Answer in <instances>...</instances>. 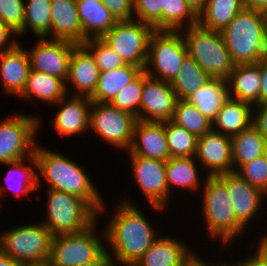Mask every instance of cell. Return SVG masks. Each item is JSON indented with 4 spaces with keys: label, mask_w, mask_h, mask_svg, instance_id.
<instances>
[{
    "label": "cell",
    "mask_w": 267,
    "mask_h": 266,
    "mask_svg": "<svg viewBox=\"0 0 267 266\" xmlns=\"http://www.w3.org/2000/svg\"><path fill=\"white\" fill-rule=\"evenodd\" d=\"M13 35L18 38L15 31L0 22V53L11 50L20 42Z\"/></svg>",
    "instance_id": "obj_47"
},
{
    "label": "cell",
    "mask_w": 267,
    "mask_h": 266,
    "mask_svg": "<svg viewBox=\"0 0 267 266\" xmlns=\"http://www.w3.org/2000/svg\"><path fill=\"white\" fill-rule=\"evenodd\" d=\"M178 98L170 83L148 76L143 70L139 120L165 122L173 119Z\"/></svg>",
    "instance_id": "obj_15"
},
{
    "label": "cell",
    "mask_w": 267,
    "mask_h": 266,
    "mask_svg": "<svg viewBox=\"0 0 267 266\" xmlns=\"http://www.w3.org/2000/svg\"><path fill=\"white\" fill-rule=\"evenodd\" d=\"M256 252H251L254 254H250L248 256H244V258L239 259L238 261H233V263L228 262L231 266H267V247H265L260 241L257 242ZM236 262V263H235Z\"/></svg>",
    "instance_id": "obj_45"
},
{
    "label": "cell",
    "mask_w": 267,
    "mask_h": 266,
    "mask_svg": "<svg viewBox=\"0 0 267 266\" xmlns=\"http://www.w3.org/2000/svg\"><path fill=\"white\" fill-rule=\"evenodd\" d=\"M244 8L243 0H207L198 14V24L206 29L221 31Z\"/></svg>",
    "instance_id": "obj_33"
},
{
    "label": "cell",
    "mask_w": 267,
    "mask_h": 266,
    "mask_svg": "<svg viewBox=\"0 0 267 266\" xmlns=\"http://www.w3.org/2000/svg\"><path fill=\"white\" fill-rule=\"evenodd\" d=\"M126 152L128 155L167 161L170 158V153L165 132V122L137 120L134 127L132 145Z\"/></svg>",
    "instance_id": "obj_20"
},
{
    "label": "cell",
    "mask_w": 267,
    "mask_h": 266,
    "mask_svg": "<svg viewBox=\"0 0 267 266\" xmlns=\"http://www.w3.org/2000/svg\"><path fill=\"white\" fill-rule=\"evenodd\" d=\"M187 245L170 234L160 235L133 266H180L192 251Z\"/></svg>",
    "instance_id": "obj_24"
},
{
    "label": "cell",
    "mask_w": 267,
    "mask_h": 266,
    "mask_svg": "<svg viewBox=\"0 0 267 266\" xmlns=\"http://www.w3.org/2000/svg\"><path fill=\"white\" fill-rule=\"evenodd\" d=\"M107 262H89L86 264H81L79 266H104Z\"/></svg>",
    "instance_id": "obj_53"
},
{
    "label": "cell",
    "mask_w": 267,
    "mask_h": 266,
    "mask_svg": "<svg viewBox=\"0 0 267 266\" xmlns=\"http://www.w3.org/2000/svg\"><path fill=\"white\" fill-rule=\"evenodd\" d=\"M136 121L137 117L133 114L119 110L110 103L92 102L89 129L118 150L130 149Z\"/></svg>",
    "instance_id": "obj_12"
},
{
    "label": "cell",
    "mask_w": 267,
    "mask_h": 266,
    "mask_svg": "<svg viewBox=\"0 0 267 266\" xmlns=\"http://www.w3.org/2000/svg\"><path fill=\"white\" fill-rule=\"evenodd\" d=\"M227 186L232 200L236 220L247 229L252 218L259 215L261 207L265 204L267 195L260 189L250 185L236 172H228L217 175ZM259 210V211H258ZM250 221V222H249Z\"/></svg>",
    "instance_id": "obj_17"
},
{
    "label": "cell",
    "mask_w": 267,
    "mask_h": 266,
    "mask_svg": "<svg viewBox=\"0 0 267 266\" xmlns=\"http://www.w3.org/2000/svg\"><path fill=\"white\" fill-rule=\"evenodd\" d=\"M143 89V71L125 86L110 102L112 106L133 114L139 120Z\"/></svg>",
    "instance_id": "obj_39"
},
{
    "label": "cell",
    "mask_w": 267,
    "mask_h": 266,
    "mask_svg": "<svg viewBox=\"0 0 267 266\" xmlns=\"http://www.w3.org/2000/svg\"><path fill=\"white\" fill-rule=\"evenodd\" d=\"M26 266H54L49 260L41 263L29 264Z\"/></svg>",
    "instance_id": "obj_55"
},
{
    "label": "cell",
    "mask_w": 267,
    "mask_h": 266,
    "mask_svg": "<svg viewBox=\"0 0 267 266\" xmlns=\"http://www.w3.org/2000/svg\"><path fill=\"white\" fill-rule=\"evenodd\" d=\"M256 108V109H255ZM252 125L259 131L260 135L267 141V102L253 106Z\"/></svg>",
    "instance_id": "obj_46"
},
{
    "label": "cell",
    "mask_w": 267,
    "mask_h": 266,
    "mask_svg": "<svg viewBox=\"0 0 267 266\" xmlns=\"http://www.w3.org/2000/svg\"><path fill=\"white\" fill-rule=\"evenodd\" d=\"M6 115L0 120V164L19 161L34 154L36 134L42 119L29 113Z\"/></svg>",
    "instance_id": "obj_10"
},
{
    "label": "cell",
    "mask_w": 267,
    "mask_h": 266,
    "mask_svg": "<svg viewBox=\"0 0 267 266\" xmlns=\"http://www.w3.org/2000/svg\"><path fill=\"white\" fill-rule=\"evenodd\" d=\"M47 190V217L42 224L53 236L81 232L99 219L84 199L63 191Z\"/></svg>",
    "instance_id": "obj_7"
},
{
    "label": "cell",
    "mask_w": 267,
    "mask_h": 266,
    "mask_svg": "<svg viewBox=\"0 0 267 266\" xmlns=\"http://www.w3.org/2000/svg\"><path fill=\"white\" fill-rule=\"evenodd\" d=\"M104 266H133V265H130V264H122V263H118L117 262H114V261H111L109 260Z\"/></svg>",
    "instance_id": "obj_54"
},
{
    "label": "cell",
    "mask_w": 267,
    "mask_h": 266,
    "mask_svg": "<svg viewBox=\"0 0 267 266\" xmlns=\"http://www.w3.org/2000/svg\"><path fill=\"white\" fill-rule=\"evenodd\" d=\"M53 235L42 224L15 226L0 233V251L22 266L49 260Z\"/></svg>",
    "instance_id": "obj_8"
},
{
    "label": "cell",
    "mask_w": 267,
    "mask_h": 266,
    "mask_svg": "<svg viewBox=\"0 0 267 266\" xmlns=\"http://www.w3.org/2000/svg\"><path fill=\"white\" fill-rule=\"evenodd\" d=\"M194 251L195 250L189 253V255L182 261L180 266H218L222 262V260L215 263H211L210 261L206 262V260L196 254V252L194 253Z\"/></svg>",
    "instance_id": "obj_49"
},
{
    "label": "cell",
    "mask_w": 267,
    "mask_h": 266,
    "mask_svg": "<svg viewBox=\"0 0 267 266\" xmlns=\"http://www.w3.org/2000/svg\"><path fill=\"white\" fill-rule=\"evenodd\" d=\"M197 23L198 15L185 0H165L162 9V30L180 31Z\"/></svg>",
    "instance_id": "obj_36"
},
{
    "label": "cell",
    "mask_w": 267,
    "mask_h": 266,
    "mask_svg": "<svg viewBox=\"0 0 267 266\" xmlns=\"http://www.w3.org/2000/svg\"><path fill=\"white\" fill-rule=\"evenodd\" d=\"M184 29L180 31L188 55L212 78L227 80L236 64L224 44L220 31L206 29L198 23Z\"/></svg>",
    "instance_id": "obj_6"
},
{
    "label": "cell",
    "mask_w": 267,
    "mask_h": 266,
    "mask_svg": "<svg viewBox=\"0 0 267 266\" xmlns=\"http://www.w3.org/2000/svg\"><path fill=\"white\" fill-rule=\"evenodd\" d=\"M0 266H22L20 263L12 259L10 256L0 251Z\"/></svg>",
    "instance_id": "obj_52"
},
{
    "label": "cell",
    "mask_w": 267,
    "mask_h": 266,
    "mask_svg": "<svg viewBox=\"0 0 267 266\" xmlns=\"http://www.w3.org/2000/svg\"><path fill=\"white\" fill-rule=\"evenodd\" d=\"M253 105L229 97L212 121V130L233 137L253 122Z\"/></svg>",
    "instance_id": "obj_26"
},
{
    "label": "cell",
    "mask_w": 267,
    "mask_h": 266,
    "mask_svg": "<svg viewBox=\"0 0 267 266\" xmlns=\"http://www.w3.org/2000/svg\"><path fill=\"white\" fill-rule=\"evenodd\" d=\"M122 200L103 227L106 248L110 247L106 253L111 261L134 265L159 238V231L132 201Z\"/></svg>",
    "instance_id": "obj_1"
},
{
    "label": "cell",
    "mask_w": 267,
    "mask_h": 266,
    "mask_svg": "<svg viewBox=\"0 0 267 266\" xmlns=\"http://www.w3.org/2000/svg\"><path fill=\"white\" fill-rule=\"evenodd\" d=\"M26 162V163H25ZM28 162V163H27ZM9 167L4 183H0V201L8 190L17 197L34 193L38 187V164L35 155L4 164ZM1 203V202H0Z\"/></svg>",
    "instance_id": "obj_23"
},
{
    "label": "cell",
    "mask_w": 267,
    "mask_h": 266,
    "mask_svg": "<svg viewBox=\"0 0 267 266\" xmlns=\"http://www.w3.org/2000/svg\"><path fill=\"white\" fill-rule=\"evenodd\" d=\"M25 0H0V22L17 34L24 24Z\"/></svg>",
    "instance_id": "obj_43"
},
{
    "label": "cell",
    "mask_w": 267,
    "mask_h": 266,
    "mask_svg": "<svg viewBox=\"0 0 267 266\" xmlns=\"http://www.w3.org/2000/svg\"><path fill=\"white\" fill-rule=\"evenodd\" d=\"M30 61L27 49L20 42L11 50L0 53V81L5 94L19 97L24 91Z\"/></svg>",
    "instance_id": "obj_21"
},
{
    "label": "cell",
    "mask_w": 267,
    "mask_h": 266,
    "mask_svg": "<svg viewBox=\"0 0 267 266\" xmlns=\"http://www.w3.org/2000/svg\"><path fill=\"white\" fill-rule=\"evenodd\" d=\"M235 64H256L267 57V13L244 8L220 31Z\"/></svg>",
    "instance_id": "obj_3"
},
{
    "label": "cell",
    "mask_w": 267,
    "mask_h": 266,
    "mask_svg": "<svg viewBox=\"0 0 267 266\" xmlns=\"http://www.w3.org/2000/svg\"><path fill=\"white\" fill-rule=\"evenodd\" d=\"M134 20L153 26L155 30H162V9L165 0H133Z\"/></svg>",
    "instance_id": "obj_42"
},
{
    "label": "cell",
    "mask_w": 267,
    "mask_h": 266,
    "mask_svg": "<svg viewBox=\"0 0 267 266\" xmlns=\"http://www.w3.org/2000/svg\"><path fill=\"white\" fill-rule=\"evenodd\" d=\"M99 67L91 52L83 45L77 44L72 51L69 63V75L66 80L67 94L70 84L75 87L72 95L92 97L99 79Z\"/></svg>",
    "instance_id": "obj_19"
},
{
    "label": "cell",
    "mask_w": 267,
    "mask_h": 266,
    "mask_svg": "<svg viewBox=\"0 0 267 266\" xmlns=\"http://www.w3.org/2000/svg\"><path fill=\"white\" fill-rule=\"evenodd\" d=\"M132 178L154 211H167L169 191L166 181V161L129 155Z\"/></svg>",
    "instance_id": "obj_13"
},
{
    "label": "cell",
    "mask_w": 267,
    "mask_h": 266,
    "mask_svg": "<svg viewBox=\"0 0 267 266\" xmlns=\"http://www.w3.org/2000/svg\"><path fill=\"white\" fill-rule=\"evenodd\" d=\"M187 55L181 31L155 30L149 39L144 71L148 76L171 83Z\"/></svg>",
    "instance_id": "obj_9"
},
{
    "label": "cell",
    "mask_w": 267,
    "mask_h": 266,
    "mask_svg": "<svg viewBox=\"0 0 267 266\" xmlns=\"http://www.w3.org/2000/svg\"><path fill=\"white\" fill-rule=\"evenodd\" d=\"M245 8L260 10L267 13V0H243Z\"/></svg>",
    "instance_id": "obj_50"
},
{
    "label": "cell",
    "mask_w": 267,
    "mask_h": 266,
    "mask_svg": "<svg viewBox=\"0 0 267 266\" xmlns=\"http://www.w3.org/2000/svg\"><path fill=\"white\" fill-rule=\"evenodd\" d=\"M231 139L233 172L267 153V141L253 125Z\"/></svg>",
    "instance_id": "obj_32"
},
{
    "label": "cell",
    "mask_w": 267,
    "mask_h": 266,
    "mask_svg": "<svg viewBox=\"0 0 267 266\" xmlns=\"http://www.w3.org/2000/svg\"><path fill=\"white\" fill-rule=\"evenodd\" d=\"M262 234H264V235H262V237L259 238V239H260L259 241H260L263 245H267V233H262Z\"/></svg>",
    "instance_id": "obj_56"
},
{
    "label": "cell",
    "mask_w": 267,
    "mask_h": 266,
    "mask_svg": "<svg viewBox=\"0 0 267 266\" xmlns=\"http://www.w3.org/2000/svg\"><path fill=\"white\" fill-rule=\"evenodd\" d=\"M201 188V213L204 224L211 240L221 241L222 246L228 247L239 234L243 235L245 228L236 220L232 200L227 186L218 176H208ZM227 245V246H226Z\"/></svg>",
    "instance_id": "obj_4"
},
{
    "label": "cell",
    "mask_w": 267,
    "mask_h": 266,
    "mask_svg": "<svg viewBox=\"0 0 267 266\" xmlns=\"http://www.w3.org/2000/svg\"><path fill=\"white\" fill-rule=\"evenodd\" d=\"M97 221L81 232L53 236L49 261L54 266H79L89 262H108L110 258L106 253L105 231L101 229L102 238L97 235L99 234L95 229L98 226Z\"/></svg>",
    "instance_id": "obj_5"
},
{
    "label": "cell",
    "mask_w": 267,
    "mask_h": 266,
    "mask_svg": "<svg viewBox=\"0 0 267 266\" xmlns=\"http://www.w3.org/2000/svg\"><path fill=\"white\" fill-rule=\"evenodd\" d=\"M68 97V98H67ZM54 105H60L52 126L60 136H79L85 134L90 128V97L66 95Z\"/></svg>",
    "instance_id": "obj_18"
},
{
    "label": "cell",
    "mask_w": 267,
    "mask_h": 266,
    "mask_svg": "<svg viewBox=\"0 0 267 266\" xmlns=\"http://www.w3.org/2000/svg\"><path fill=\"white\" fill-rule=\"evenodd\" d=\"M142 68L127 64L112 70L99 73L98 83L93 96L92 102L110 103L114 97L132 82L141 72Z\"/></svg>",
    "instance_id": "obj_30"
},
{
    "label": "cell",
    "mask_w": 267,
    "mask_h": 266,
    "mask_svg": "<svg viewBox=\"0 0 267 266\" xmlns=\"http://www.w3.org/2000/svg\"><path fill=\"white\" fill-rule=\"evenodd\" d=\"M236 173L267 195V153L242 165Z\"/></svg>",
    "instance_id": "obj_41"
},
{
    "label": "cell",
    "mask_w": 267,
    "mask_h": 266,
    "mask_svg": "<svg viewBox=\"0 0 267 266\" xmlns=\"http://www.w3.org/2000/svg\"><path fill=\"white\" fill-rule=\"evenodd\" d=\"M218 266H231V265L228 263L227 260L224 261L223 259V261Z\"/></svg>",
    "instance_id": "obj_57"
},
{
    "label": "cell",
    "mask_w": 267,
    "mask_h": 266,
    "mask_svg": "<svg viewBox=\"0 0 267 266\" xmlns=\"http://www.w3.org/2000/svg\"><path fill=\"white\" fill-rule=\"evenodd\" d=\"M211 76L189 55L183 60L181 69L170 83L178 100H186L211 80Z\"/></svg>",
    "instance_id": "obj_34"
},
{
    "label": "cell",
    "mask_w": 267,
    "mask_h": 266,
    "mask_svg": "<svg viewBox=\"0 0 267 266\" xmlns=\"http://www.w3.org/2000/svg\"><path fill=\"white\" fill-rule=\"evenodd\" d=\"M24 24L17 34L24 37L31 31L37 38L51 39V3L52 0H26L24 1Z\"/></svg>",
    "instance_id": "obj_35"
},
{
    "label": "cell",
    "mask_w": 267,
    "mask_h": 266,
    "mask_svg": "<svg viewBox=\"0 0 267 266\" xmlns=\"http://www.w3.org/2000/svg\"><path fill=\"white\" fill-rule=\"evenodd\" d=\"M172 121L197 137L212 130V121L186 100H178Z\"/></svg>",
    "instance_id": "obj_37"
},
{
    "label": "cell",
    "mask_w": 267,
    "mask_h": 266,
    "mask_svg": "<svg viewBox=\"0 0 267 266\" xmlns=\"http://www.w3.org/2000/svg\"><path fill=\"white\" fill-rule=\"evenodd\" d=\"M112 13L117 21H129L134 19L133 0H100Z\"/></svg>",
    "instance_id": "obj_44"
},
{
    "label": "cell",
    "mask_w": 267,
    "mask_h": 266,
    "mask_svg": "<svg viewBox=\"0 0 267 266\" xmlns=\"http://www.w3.org/2000/svg\"><path fill=\"white\" fill-rule=\"evenodd\" d=\"M256 65L260 68L261 86L259 90V104L267 102V57L260 60Z\"/></svg>",
    "instance_id": "obj_48"
},
{
    "label": "cell",
    "mask_w": 267,
    "mask_h": 266,
    "mask_svg": "<svg viewBox=\"0 0 267 266\" xmlns=\"http://www.w3.org/2000/svg\"><path fill=\"white\" fill-rule=\"evenodd\" d=\"M199 163L195 157H170L166 161V181L168 185L169 198L172 188L181 190H192L195 193L204 186L205 179L202 181L199 175ZM198 167V169H197ZM201 185V186H200Z\"/></svg>",
    "instance_id": "obj_29"
},
{
    "label": "cell",
    "mask_w": 267,
    "mask_h": 266,
    "mask_svg": "<svg viewBox=\"0 0 267 266\" xmlns=\"http://www.w3.org/2000/svg\"><path fill=\"white\" fill-rule=\"evenodd\" d=\"M83 45L91 52L100 72L123 67L127 63L101 38H89Z\"/></svg>",
    "instance_id": "obj_40"
},
{
    "label": "cell",
    "mask_w": 267,
    "mask_h": 266,
    "mask_svg": "<svg viewBox=\"0 0 267 266\" xmlns=\"http://www.w3.org/2000/svg\"><path fill=\"white\" fill-rule=\"evenodd\" d=\"M194 157L208 176L233 172L231 137L214 130L199 136Z\"/></svg>",
    "instance_id": "obj_16"
},
{
    "label": "cell",
    "mask_w": 267,
    "mask_h": 266,
    "mask_svg": "<svg viewBox=\"0 0 267 266\" xmlns=\"http://www.w3.org/2000/svg\"><path fill=\"white\" fill-rule=\"evenodd\" d=\"M227 82L229 97L253 106L259 104L261 73L256 64H236Z\"/></svg>",
    "instance_id": "obj_27"
},
{
    "label": "cell",
    "mask_w": 267,
    "mask_h": 266,
    "mask_svg": "<svg viewBox=\"0 0 267 266\" xmlns=\"http://www.w3.org/2000/svg\"><path fill=\"white\" fill-rule=\"evenodd\" d=\"M229 98L228 82L222 78H211L197 92L186 99L198 108L203 116L213 121Z\"/></svg>",
    "instance_id": "obj_31"
},
{
    "label": "cell",
    "mask_w": 267,
    "mask_h": 266,
    "mask_svg": "<svg viewBox=\"0 0 267 266\" xmlns=\"http://www.w3.org/2000/svg\"><path fill=\"white\" fill-rule=\"evenodd\" d=\"M189 7L198 15L205 7L207 0H185Z\"/></svg>",
    "instance_id": "obj_51"
},
{
    "label": "cell",
    "mask_w": 267,
    "mask_h": 266,
    "mask_svg": "<svg viewBox=\"0 0 267 266\" xmlns=\"http://www.w3.org/2000/svg\"><path fill=\"white\" fill-rule=\"evenodd\" d=\"M66 95L68 94L64 80L30 69L24 91L19 97L31 101L36 98L54 106Z\"/></svg>",
    "instance_id": "obj_28"
},
{
    "label": "cell",
    "mask_w": 267,
    "mask_h": 266,
    "mask_svg": "<svg viewBox=\"0 0 267 266\" xmlns=\"http://www.w3.org/2000/svg\"><path fill=\"white\" fill-rule=\"evenodd\" d=\"M82 28V44L89 38H101L118 21L100 0H76Z\"/></svg>",
    "instance_id": "obj_25"
},
{
    "label": "cell",
    "mask_w": 267,
    "mask_h": 266,
    "mask_svg": "<svg viewBox=\"0 0 267 266\" xmlns=\"http://www.w3.org/2000/svg\"><path fill=\"white\" fill-rule=\"evenodd\" d=\"M51 39L82 44V28L76 0H52Z\"/></svg>",
    "instance_id": "obj_22"
},
{
    "label": "cell",
    "mask_w": 267,
    "mask_h": 266,
    "mask_svg": "<svg viewBox=\"0 0 267 266\" xmlns=\"http://www.w3.org/2000/svg\"><path fill=\"white\" fill-rule=\"evenodd\" d=\"M36 144L34 155L38 164V187L41 179L46 181L47 189L63 191L84 199L100 216L106 210L101 193L87 175L85 166L72 161L69 156ZM41 177V178H40Z\"/></svg>",
    "instance_id": "obj_2"
},
{
    "label": "cell",
    "mask_w": 267,
    "mask_h": 266,
    "mask_svg": "<svg viewBox=\"0 0 267 266\" xmlns=\"http://www.w3.org/2000/svg\"><path fill=\"white\" fill-rule=\"evenodd\" d=\"M165 132L170 157H194L198 137L177 125L172 120L165 121Z\"/></svg>",
    "instance_id": "obj_38"
},
{
    "label": "cell",
    "mask_w": 267,
    "mask_h": 266,
    "mask_svg": "<svg viewBox=\"0 0 267 266\" xmlns=\"http://www.w3.org/2000/svg\"><path fill=\"white\" fill-rule=\"evenodd\" d=\"M76 45L64 40L37 38L33 48L27 50L30 69L66 82L69 75L70 58Z\"/></svg>",
    "instance_id": "obj_14"
},
{
    "label": "cell",
    "mask_w": 267,
    "mask_h": 266,
    "mask_svg": "<svg viewBox=\"0 0 267 266\" xmlns=\"http://www.w3.org/2000/svg\"><path fill=\"white\" fill-rule=\"evenodd\" d=\"M155 31L152 25L138 21H118L101 39L127 64L144 70L149 39Z\"/></svg>",
    "instance_id": "obj_11"
}]
</instances>
